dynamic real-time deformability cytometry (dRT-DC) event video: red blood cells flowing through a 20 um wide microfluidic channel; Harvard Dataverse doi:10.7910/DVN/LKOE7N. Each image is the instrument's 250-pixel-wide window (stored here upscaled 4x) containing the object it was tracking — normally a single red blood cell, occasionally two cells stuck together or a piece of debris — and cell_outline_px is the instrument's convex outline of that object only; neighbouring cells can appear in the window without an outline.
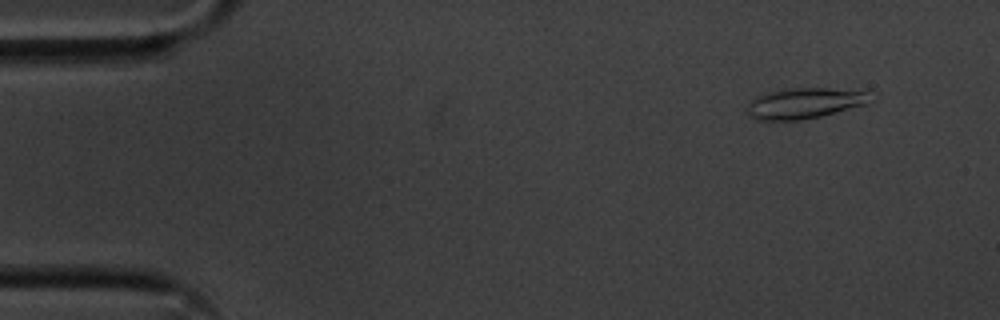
{"species": "common noctule bat (a hibernating species)", "species_latin": "Nyctalus noctula", "temperature_condition": "cold", "stored_images_in_passage": 16, "camera_frame_rate_fps": 3000, "um_per_image_px": 0.085, "animal": {"sex": "male", "body_mass_g": 20.1, "forearm_length_mm": 53.5}, "frame": {"image": 1, "passage_image": 5, "time_ms": 1.333, "image_size_px": [1000, 320], "cell_outline_px": [[868, 92], [864, 104], [820, 116], [800, 120], [756, 120], [748, 116], [748, 104], [756, 96], [768, 92], [788, 88], [828, 88]], "centroid_in_image_um": [68.25, 8.78], "position_along_channel_um": 16.7, "area_um2": 21.44}}